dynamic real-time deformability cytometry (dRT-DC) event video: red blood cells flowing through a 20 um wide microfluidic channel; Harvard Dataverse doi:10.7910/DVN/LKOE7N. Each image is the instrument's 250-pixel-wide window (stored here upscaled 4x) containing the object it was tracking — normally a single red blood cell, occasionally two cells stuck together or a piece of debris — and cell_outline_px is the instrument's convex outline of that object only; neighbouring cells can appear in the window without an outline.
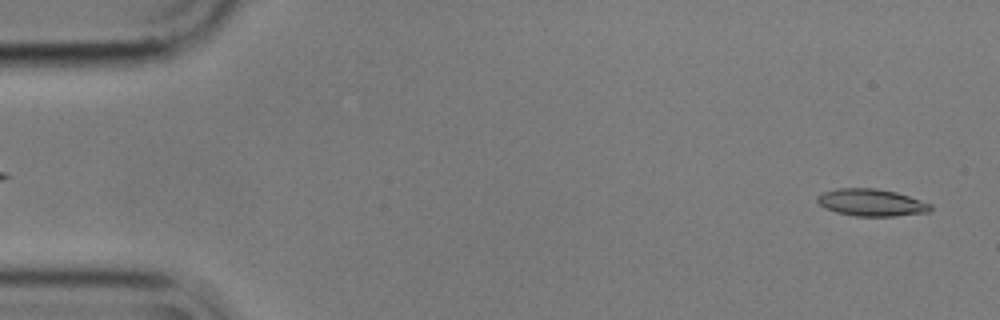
{"species": "common noctule bat (a hibernating species)", "species_latin": "Nyctalus noctula", "temperature_condition": "cold", "stored_images_in_passage": 55, "camera_frame_rate_fps": 3000, "um_per_image_px": 0.085, "animal": {"sex": "male", "body_mass_g": 17.9}, "frame": {"image": 1, "passage_image": 2, "time_ms": 0.333, "image_size_px": [1000, 320], "cell_outline_px": [[932, 208], [928, 212], [896, 216], [856, 216], [836, 212], [824, 208], [816, 200], [816, 196], [824, 192], [836, 188], [876, 188], [896, 192], [932, 204]], "centroid_in_image_um": [74.05, 17.21], "position_along_channel_um": 11.0, "area_um2": 17.92}}
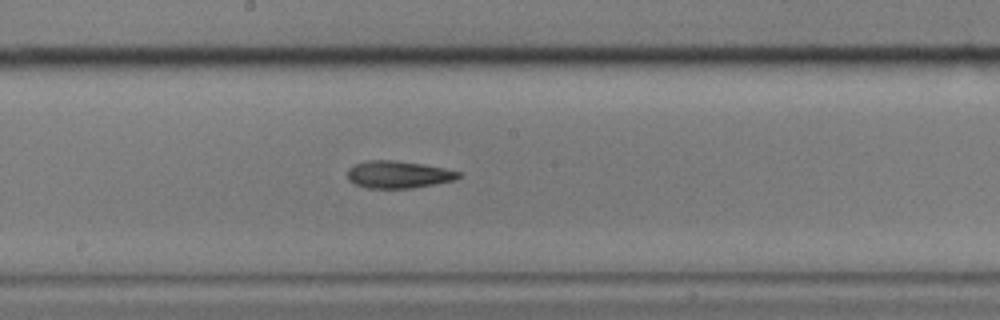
{"frame": {"image": 2, "passage_image": 29, "time_ms": 9.333, "image_size_px": [1000, 320], "cell_outline_px": [[464, 176], [456, 180], [412, 188], [368, 188], [356, 184], [348, 180], [348, 168], [364, 160], [392, 160], [420, 164], [444, 168], [460, 172]], "centroid_in_image_um": [33.87, 14.83], "position_along_channel_um": 214.3, "area_um2": 17.63}}
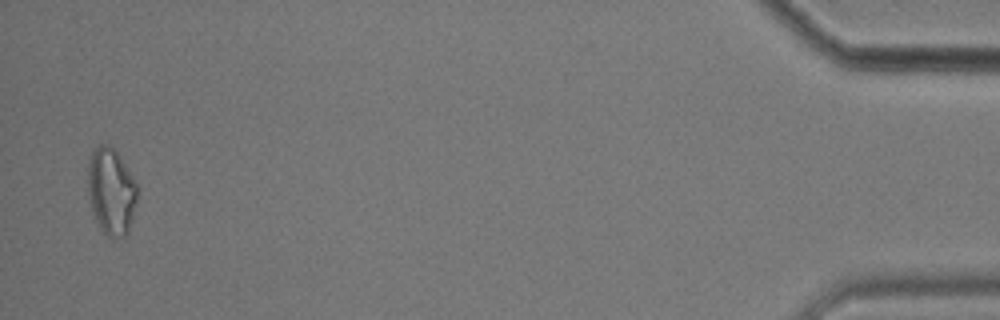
{"frame": {"image": 3, "passage_image": 54, "time_ms": 17.667, "image_size_px": [1000, 320], "cell_outline_px": [[136, 204], [132, 220], [128, 232], [124, 236], [112, 240], [100, 228], [92, 212], [88, 196], [88, 164], [92, 152], [100, 144], [108, 144], [116, 152], [136, 180]], "centroid_in_image_um": [9.45, 16.3], "position_along_channel_um": 425.8, "area_um2": 24.97}, "authors_computed_cell_mechanics": {"area_um2": 18.0336, "velocity_mm_per_s": 3.5684, "shape_relaxation_time_tau1_ms": 11.2222, "shape_relaxation_time_tau2_ms": 5.247, "deformation_change_tau1": 0.2294, "deformation_change_tau2": 0.1527}}